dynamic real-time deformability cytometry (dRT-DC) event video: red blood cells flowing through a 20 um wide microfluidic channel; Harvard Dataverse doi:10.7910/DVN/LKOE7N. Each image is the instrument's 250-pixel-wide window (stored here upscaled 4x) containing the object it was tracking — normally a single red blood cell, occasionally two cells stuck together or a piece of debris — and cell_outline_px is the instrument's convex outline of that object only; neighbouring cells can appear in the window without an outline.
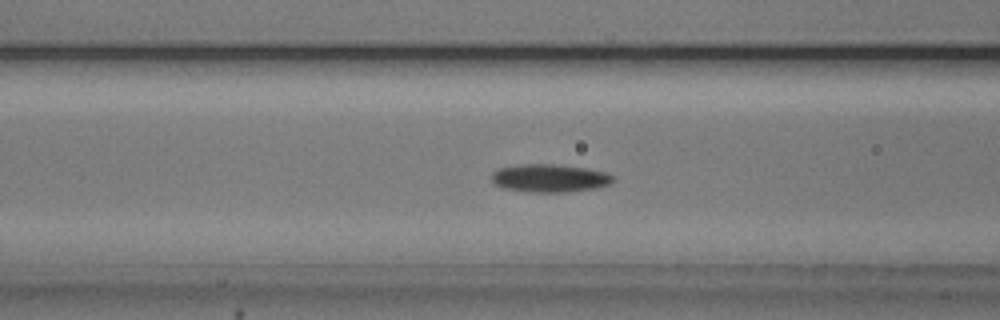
{"species": "common noctule bat (a hibernating species)", "species_latin": "Nyctalus noctula", "temperature_condition": "cold", "stored_images_in_passage": 51, "camera_frame_rate_fps": 3000, "um_per_image_px": 0.085, "animal": {"sex": "male", "body_mass_g": 20.5, "forearm_length_mm": 52.5}, "frame": {"image": 1, "passage_image": 21, "time_ms": 6.667, "image_size_px": [1000, 320], "cell_outline_px": [[616, 180], [608, 184], [592, 188], [568, 192], [524, 192], [504, 188], [496, 184], [492, 180], [492, 172], [496, 168], [524, 164], [556, 164], [584, 168], [604, 172], [616, 176]], "centroid_in_image_um": [46.7, 15.14], "position_along_channel_um": 119.9, "area_um2": 19.83}}
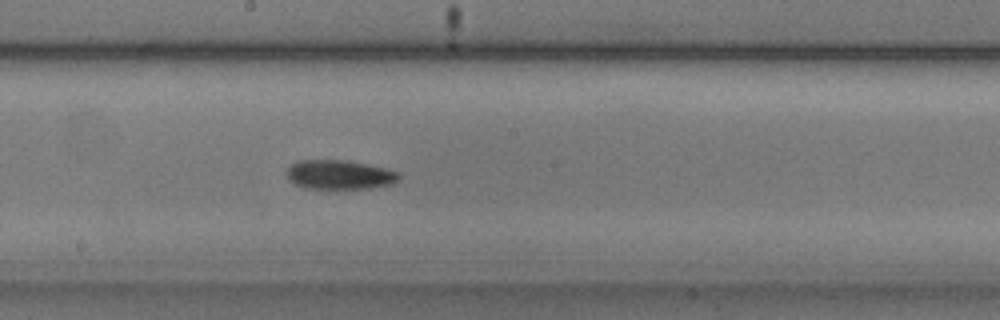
{"frame": {"image": 2, "passage_image": 29, "time_ms": 9.333, "image_size_px": [1000, 320], "cell_outline_px": [[400, 176], [392, 184], [368, 188], [304, 188], [296, 184], [288, 176], [288, 168], [296, 160], [344, 160], [384, 168], [396, 172]], "centroid_in_image_um": [28.83, 14.84], "position_along_channel_um": 219.4, "area_um2": 18.61}}
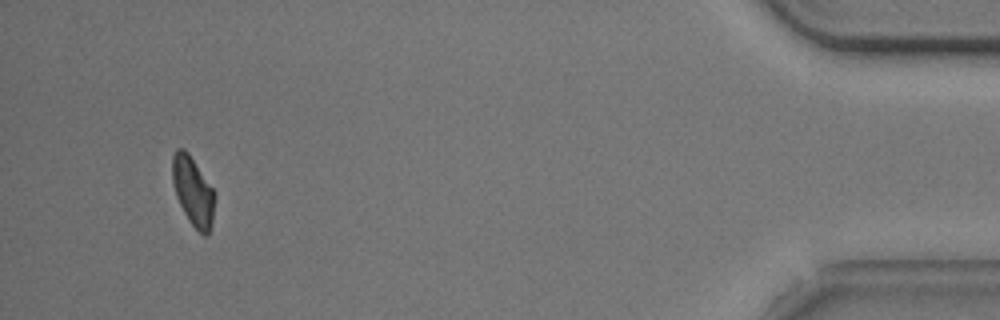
{"frame": {"image": 3, "passage_image": 51, "time_ms": 16.667, "image_size_px": [1000, 320], "cell_outline_px": [[216, 196], [212, 220], [208, 232], [204, 236], [188, 220], [176, 196], [172, 180], [172, 156], [176, 148], [184, 148], [188, 152], [216, 192]], "centroid_in_image_um": [16.4, 16.21], "position_along_channel_um": 418.8, "area_um2": 17.05}, "authors_computed_cell_mechanics": {"area_um2": 18.4382, "velocity_mm_per_s": 3.7115, "shape_relaxation_time_tau1_ms": 2.9106, "shape_relaxation_time_tau2_ms": null, "deformation_change_tau1": 0.1026, "deformation_change_tau2": null}}